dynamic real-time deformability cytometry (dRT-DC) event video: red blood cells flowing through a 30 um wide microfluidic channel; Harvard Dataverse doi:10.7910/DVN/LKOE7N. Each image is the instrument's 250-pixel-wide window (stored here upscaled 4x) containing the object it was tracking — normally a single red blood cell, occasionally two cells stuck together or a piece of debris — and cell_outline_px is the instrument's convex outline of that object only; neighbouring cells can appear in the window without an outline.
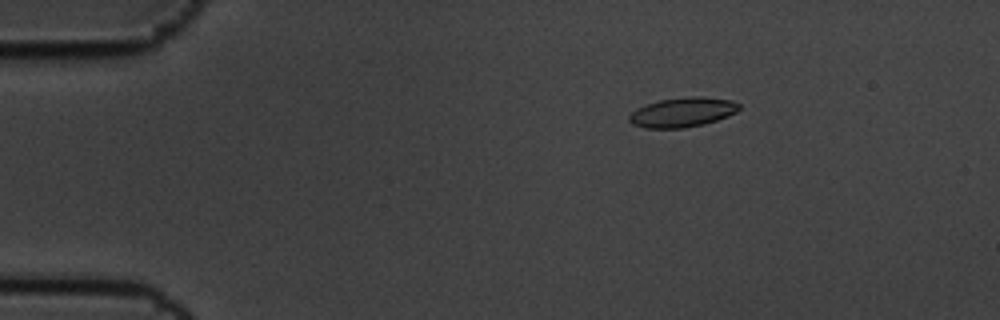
{"species": "common noctule bat (a hibernating species)", "species_latin": "Nyctalus noctula", "temperature_condition": "cold", "stored_images_in_passage": 6, "camera_frame_rate_fps": 3000, "um_per_image_px": 0.085, "animal": {"sex": "male", "body_mass_g": 19.5, "forearm_length_mm": 54.6}, "frame": {"image": 1, "passage_image": 3, "time_ms": 0.667, "image_size_px": [1000, 320], "cell_outline_px": [[740, 108], [736, 112], [728, 116], [704, 124], [684, 128], [644, 128], [632, 124], [628, 120], [628, 116], [636, 108], [660, 100], [692, 96], [700, 96], [732, 100], [740, 104]], "centroid_in_image_um": [58.01, 9.54], "position_along_channel_um": 27.0, "area_um2": 18.96}}
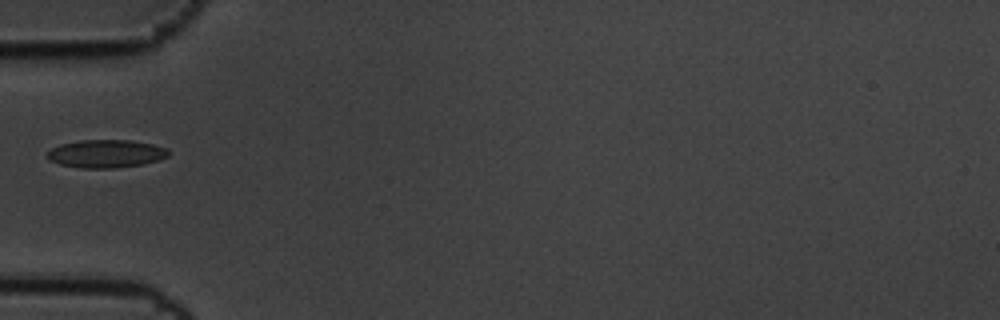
{"frame": {"image": 2, "passage_image": 6, "time_ms": 1.667, "image_size_px": [1000, 320], "cell_outline_px": [[168, 156], [144, 164], [116, 168], [80, 168], [60, 164], [48, 160], [44, 156], [52, 148], [60, 144], [80, 140], [128, 140], [152, 144], [168, 148]], "centroid_in_image_um": [8.97, 13.07], "position_along_channel_um": 76.0, "area_um2": 19.83}}